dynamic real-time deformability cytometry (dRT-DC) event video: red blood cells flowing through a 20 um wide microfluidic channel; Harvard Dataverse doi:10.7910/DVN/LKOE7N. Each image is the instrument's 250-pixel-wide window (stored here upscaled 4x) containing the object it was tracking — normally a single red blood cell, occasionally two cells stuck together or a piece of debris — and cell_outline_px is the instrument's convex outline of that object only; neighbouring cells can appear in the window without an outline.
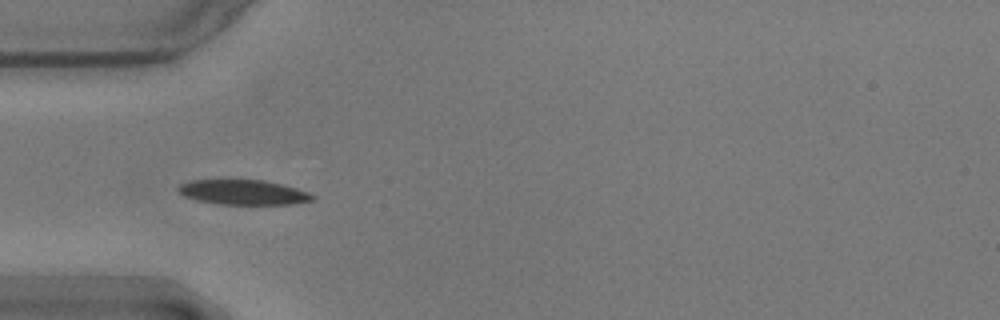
{"species": "common noctule bat (a hibernating species)", "species_latin": "Nyctalus noctula", "temperature_condition": "warm", "stored_images_in_passage": 40, "camera_frame_rate_fps": 3000, "um_per_image_px": 0.085, "animal": {"sex": "male", "body_mass_g": 17.9}, "frame": {"image": 1, "passage_image": 1, "time_ms": 0.0, "image_size_px": [1000, 320], "cell_outline_px": [[316, 196], [312, 200], [292, 204], [220, 204], [196, 200], [184, 196], [176, 188], [180, 184], [192, 180], [264, 180], [284, 184], [308, 192]], "centroid_in_image_um": [20.69, 16.34], "position_along_channel_um": 64.3, "area_um2": 19.42}}
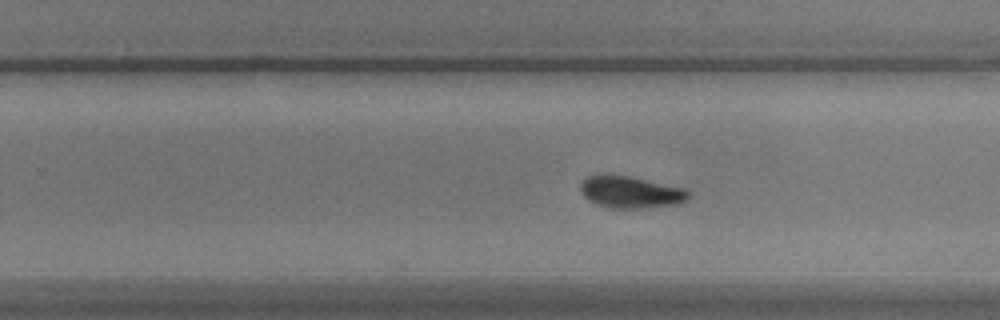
{"frame": {"image": 2, "passage_image": 19, "time_ms": 6.0, "image_size_px": [1000, 320], "cell_outline_px": [[688, 200], [680, 204], [640, 208], [612, 208], [596, 204], [584, 196], [580, 192], [580, 184], [588, 176], [600, 172], [628, 176], [688, 188]], "centroid_in_image_um": [53.6, 16.3], "position_along_channel_um": 276.2, "area_um2": 20.46}}
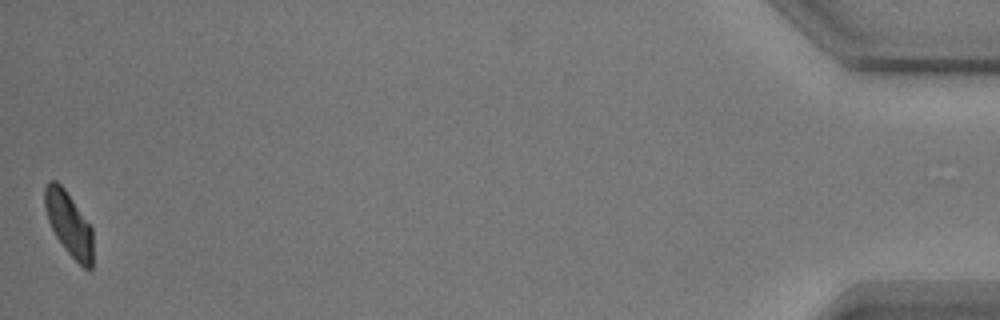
{"frame": {"image": 3, "passage_image": 40, "time_ms": 13.0, "image_size_px": [1000, 320], "cell_outline_px": [[92, 268], [84, 268], [64, 248], [56, 236], [48, 220], [44, 204], [44, 188], [52, 180], [56, 180], [64, 188], [92, 228]], "centroid_in_image_um": [5.84, 19.02], "position_along_channel_um": 429.4, "area_um2": 17.51}, "authors_computed_cell_mechanics": {"area_um2": 19.5364, "velocity_mm_per_s": 3.5359, "shape_relaxation_time_tau1_ms": 3.7158, "shape_relaxation_time_tau2_ms": 3.6454, "deformation_change_tau1": 0.1491, "deformation_change_tau2": 0.0952}}